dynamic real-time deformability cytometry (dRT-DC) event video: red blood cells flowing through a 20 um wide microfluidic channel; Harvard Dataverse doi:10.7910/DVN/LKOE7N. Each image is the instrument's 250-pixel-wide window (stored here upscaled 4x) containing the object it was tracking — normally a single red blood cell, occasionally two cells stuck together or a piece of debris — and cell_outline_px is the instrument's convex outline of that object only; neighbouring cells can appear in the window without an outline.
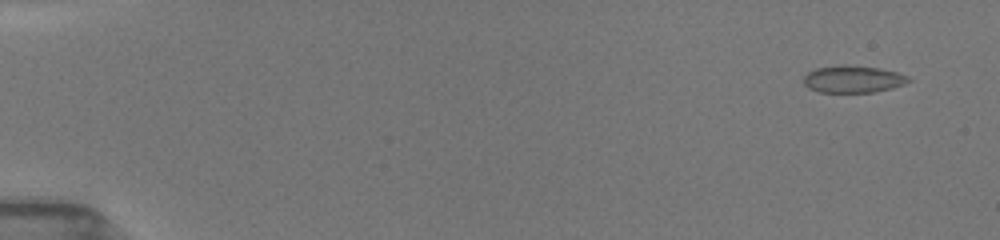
{"species": "common noctule bat (a hibernating species)", "species_latin": "Nyctalus noctula", "temperature_condition": "room temperature", "stored_images_in_passage": 59, "camera_frame_rate_fps": 3000, "um_per_image_px": 0.085, "animal": {"sex": "female", "body_mass_g": 19.5, "forearm_length_mm": 54.1}, "frame": {"image": 1, "passage_image": 3, "time_ms": 1.0, "image_size_px": [1000, 240], "cell_outline_px": [[912, 80], [904, 84], [892, 88], [876, 92], [820, 92], [808, 88], [804, 84], [804, 76], [808, 72], [816, 68], [840, 64], [844, 64], [880, 68], [896, 72], [908, 76]], "centroid_in_image_um": [72.51, 6.72], "position_along_channel_um": 12.5, "area_um2": 16.7}}
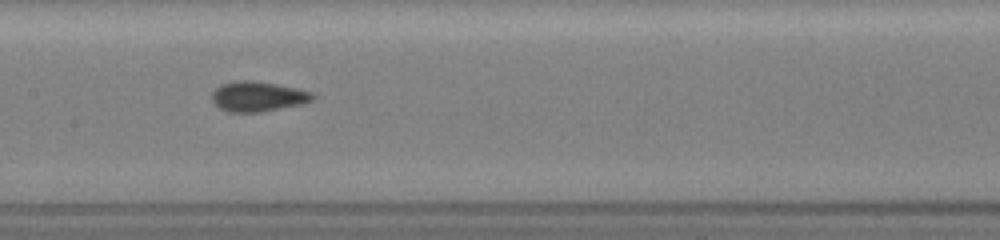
{"frame": {"image": 2, "passage_image": 32, "time_ms": 9.0, "image_size_px": [1000, 240], "cell_outline_px": [[316, 96], [312, 100], [304, 104], [260, 112], [228, 112], [220, 108], [212, 100], [212, 92], [220, 84], [236, 80], [252, 80], [276, 84], [296, 88], [312, 92]], "centroid_in_image_um": [21.92, 8.2], "position_along_channel_um": 185.5, "area_um2": 17.74}}
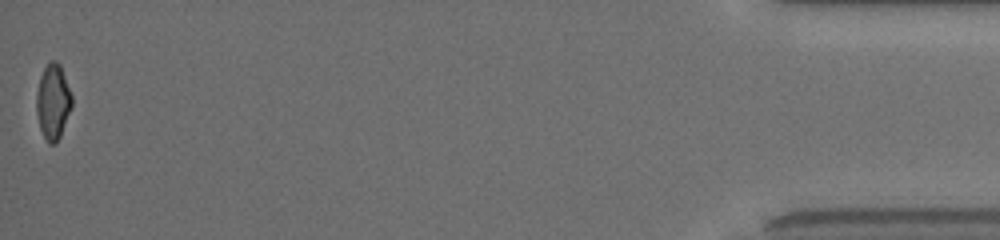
{"frame": {"image": 3, "passage_image": 58, "time_ms": 17.333, "image_size_px": [1000, 240], "cell_outline_px": [[72, 108], [60, 136], [56, 144], [48, 144], [40, 128], [36, 112], [36, 92], [40, 76], [44, 68], [52, 60], [56, 60], [60, 64], [72, 96]], "centroid_in_image_um": [4.5, 8.66], "position_along_channel_um": 430.7, "area_um2": 15.61}, "authors_computed_cell_mechanics": {"area_um2": 16.9354, "velocity_mm_per_s": 3.9731, "shape_relaxation_time_tau1_ms": 5.3833, "shape_relaxation_time_tau2_ms": 0.7053, "deformation_change_tau1": 0.1342, "deformation_change_tau2": 0.061}}